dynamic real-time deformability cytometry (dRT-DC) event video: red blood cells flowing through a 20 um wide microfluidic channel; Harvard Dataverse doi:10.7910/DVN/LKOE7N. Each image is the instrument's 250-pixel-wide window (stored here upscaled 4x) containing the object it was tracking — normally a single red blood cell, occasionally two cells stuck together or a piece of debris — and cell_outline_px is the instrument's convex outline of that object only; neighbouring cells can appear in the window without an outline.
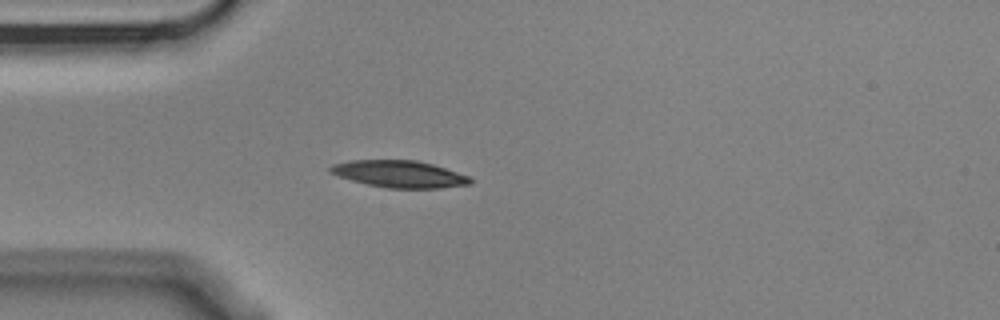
{"species": "Egyptian fruit bat (a non-hibernating species)", "species_latin": "Rousettus aegyptiacus", "temperature_condition": "cold", "stored_images_in_passage": 6, "camera_frame_rate_fps": 3000, "um_per_image_px": 0.085, "animal": {"sex": "male"}, "frame": {"image": 1, "passage_image": 5, "time_ms": 1.333, "image_size_px": [1000, 320], "cell_outline_px": [[472, 184], [440, 188], [388, 188], [368, 184], [352, 180], [328, 172], [328, 168], [332, 164], [352, 160], [416, 160], [432, 164], [468, 176], [472, 180]], "centroid_in_image_um": [33.93, 14.79], "position_along_channel_um": 51.1, "area_um2": 21.79}}